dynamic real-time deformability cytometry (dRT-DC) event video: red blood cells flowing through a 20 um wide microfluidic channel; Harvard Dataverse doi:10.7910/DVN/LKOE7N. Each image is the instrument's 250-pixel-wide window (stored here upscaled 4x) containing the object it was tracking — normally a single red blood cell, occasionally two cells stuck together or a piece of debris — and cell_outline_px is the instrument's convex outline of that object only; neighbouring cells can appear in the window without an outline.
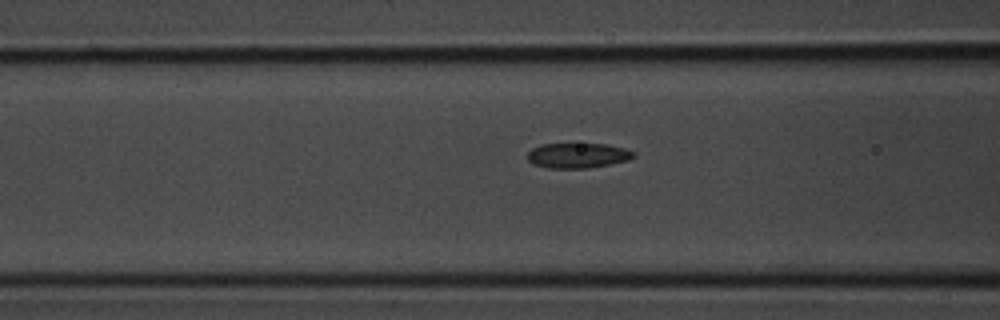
{"species": "common noctule bat (a hibernating species)", "species_latin": "Nyctalus noctula", "temperature_condition": "room temperature", "stored_images_in_passage": 5, "camera_frame_rate_fps": 3000, "um_per_image_px": 0.085, "animal": {"sex": "male", "body_mass_g": 20.1, "forearm_length_mm": 53.5}, "frame": {"image": 1, "passage_image": 5, "time_ms": 1.333, "image_size_px": [1000, 320], "cell_outline_px": [[636, 156], [628, 160], [612, 164], [588, 168], [548, 168], [532, 164], [528, 160], [528, 152], [532, 148], [544, 144], [608, 144], [624, 148], [636, 152]], "centroid_in_image_um": [49.14, 13.22], "position_along_channel_um": 117.5, "area_um2": 15.61}}